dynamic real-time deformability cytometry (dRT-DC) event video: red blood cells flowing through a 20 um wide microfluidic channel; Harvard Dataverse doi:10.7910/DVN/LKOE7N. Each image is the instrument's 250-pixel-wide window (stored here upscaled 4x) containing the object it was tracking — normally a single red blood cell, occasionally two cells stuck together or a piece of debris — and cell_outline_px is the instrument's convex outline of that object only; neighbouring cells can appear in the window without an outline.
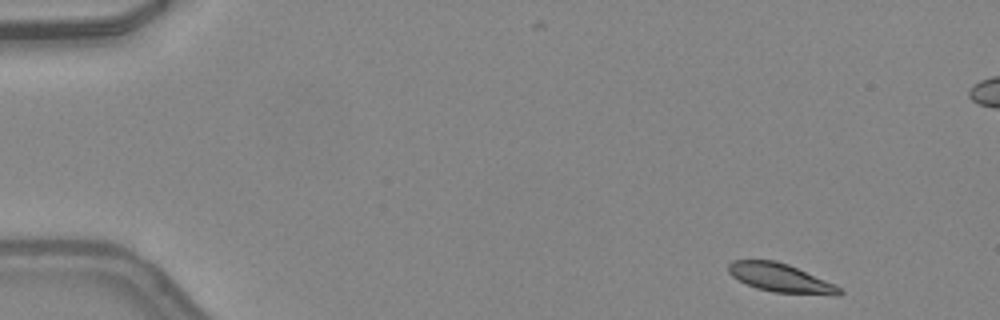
{"species": "common noctule bat (a hibernating species)", "species_latin": "Nyctalus noctula", "temperature_condition": "warm", "stored_images_in_passage": 7, "camera_frame_rate_fps": 3000, "um_per_image_px": 0.085, "animal": {"sex": "female", "body_mass_g": 24.6, "forearm_length_mm": 56.2}, "frame": {"image": 1, "passage_image": 2, "time_ms": 0.333, "image_size_px": [1000, 320], "cell_outline_px": [[844, 292], [840, 296], [832, 296], [772, 292], [756, 288], [732, 276], [728, 272], [728, 264], [732, 260], [776, 260], [788, 264], [836, 284]], "centroid_in_image_um": [66.41, 23.64], "position_along_channel_um": 18.6, "area_um2": 18.79}}